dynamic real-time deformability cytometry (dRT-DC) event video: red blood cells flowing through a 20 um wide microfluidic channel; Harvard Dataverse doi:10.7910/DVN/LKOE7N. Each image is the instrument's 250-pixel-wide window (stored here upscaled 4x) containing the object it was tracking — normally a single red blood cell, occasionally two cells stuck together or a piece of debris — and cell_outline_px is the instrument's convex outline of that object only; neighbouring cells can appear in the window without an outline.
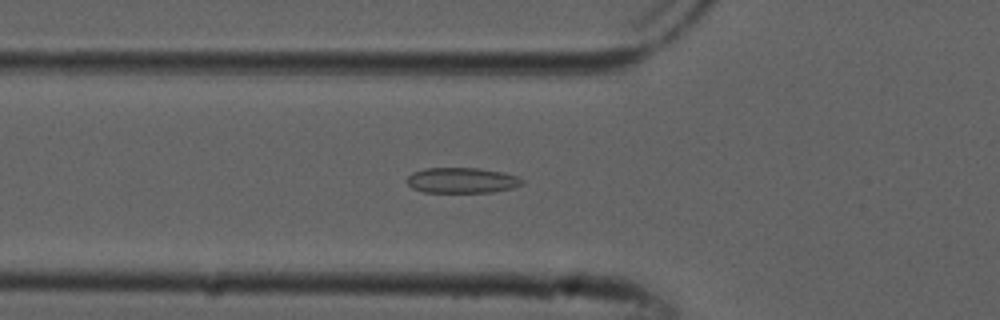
{"species": "common noctule bat (a hibernating species)", "species_latin": "Nyctalus noctula", "temperature_condition": "cold", "stored_images_in_passage": 35, "camera_frame_rate_fps": 3000, "um_per_image_px": 0.085, "animal": {"sex": "male", "forearm_length_mm": 52.5}, "frame": {"image": 1, "passage_image": 18, "time_ms": 5.667, "image_size_px": [1000, 320], "cell_outline_px": [[524, 184], [512, 188], [492, 192], [424, 192], [412, 188], [404, 180], [412, 172], [424, 168], [480, 168], [504, 172], [520, 176], [524, 180]], "centroid_in_image_um": [39.28, 15.32], "position_along_channel_um": 86.5, "area_um2": 17.4}}
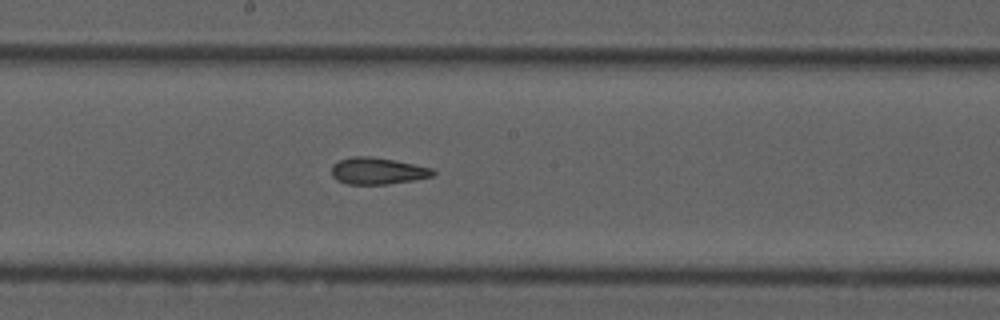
{"frame": {"image": 2, "passage_image": 28, "time_ms": 9.0, "image_size_px": [1000, 320], "cell_outline_px": [[436, 172], [432, 176], [416, 180], [384, 184], [348, 184], [336, 180], [332, 176], [332, 164], [340, 160], [352, 156], [368, 156], [396, 160], [432, 168]], "centroid_in_image_um": [32.09, 14.52], "position_along_channel_um": 216.1, "area_um2": 15.84}}
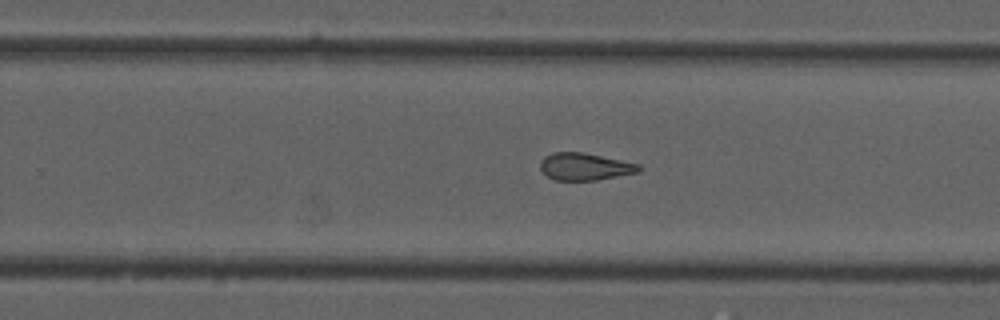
{"frame": {"image": 3, "passage_image": 33, "time_ms": 10.667, "image_size_px": [1000, 320], "cell_outline_px": [[644, 168], [640, 172], [596, 180], [556, 180], [548, 176], [540, 168], [540, 160], [544, 156], [552, 152], [580, 152], [640, 164]], "centroid_in_image_um": [49.73, 14.16], "position_along_channel_um": 280.1, "area_um2": 15.61}}